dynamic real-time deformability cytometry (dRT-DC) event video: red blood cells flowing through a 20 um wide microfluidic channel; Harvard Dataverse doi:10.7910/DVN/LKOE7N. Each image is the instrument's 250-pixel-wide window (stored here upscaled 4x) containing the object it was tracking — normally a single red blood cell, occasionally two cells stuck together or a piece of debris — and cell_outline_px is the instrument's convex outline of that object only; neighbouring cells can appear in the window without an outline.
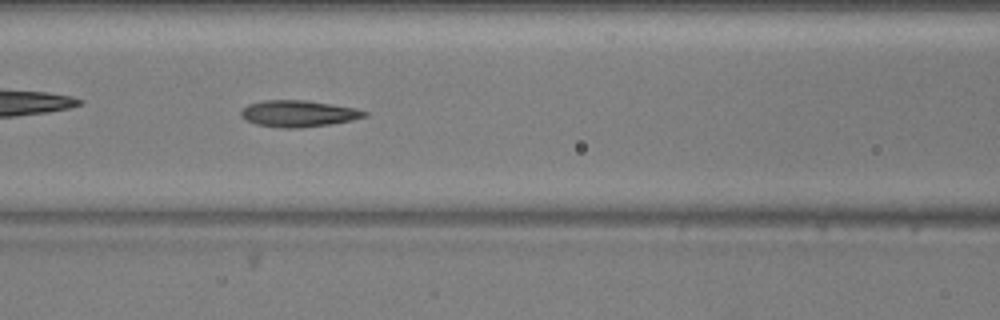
{"species": "common noctule bat (a hibernating species)", "species_latin": "Nyctalus noctula", "temperature_condition": "warm", "stored_images_in_passage": 50, "camera_frame_rate_fps": 3000, "um_per_image_px": 0.085, "animal": {"sex": "male", "body_mass_g": 20.5, "forearm_length_mm": 52.5}, "frame": {"image": 1, "passage_image": 22, "time_ms": 7.0, "image_size_px": [1000, 320], "cell_outline_px": [[368, 116], [352, 120], [328, 124], [296, 128], [280, 128], [256, 124], [240, 116], [240, 112], [248, 104], [264, 100], [304, 100], [332, 104], [356, 108], [368, 112]], "centroid_in_image_um": [25.37, 9.65], "position_along_channel_um": 141.2, "area_um2": 18.96}}
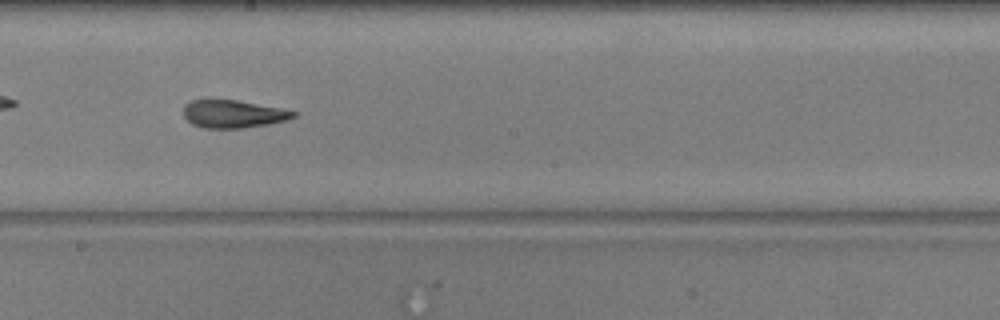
{"frame": {"image": 2, "passage_image": 29, "time_ms": 9.333, "image_size_px": [1000, 320], "cell_outline_px": [[300, 112], [296, 116], [288, 120], [268, 124], [244, 128], [204, 128], [192, 124], [184, 116], [184, 104], [192, 100], [212, 96], [284, 108]], "centroid_in_image_um": [19.82, 9.64], "position_along_channel_um": 228.4, "area_um2": 18.61}}
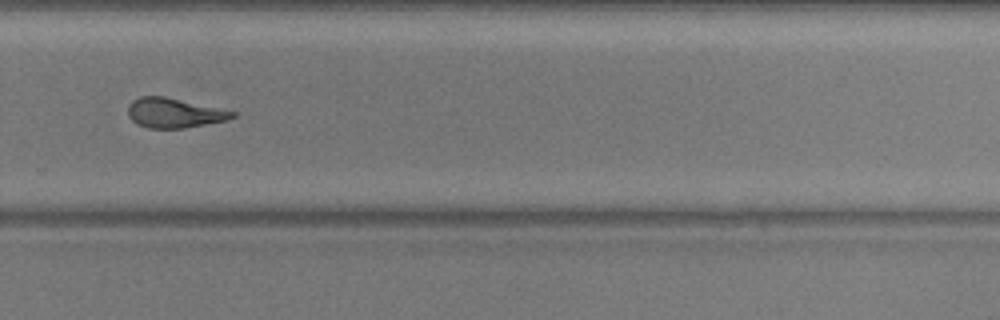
{"frame": {"image": 3, "passage_image": 36, "time_ms": 11.667, "image_size_px": [1000, 320], "cell_outline_px": [[236, 116], [228, 120], [184, 128], [148, 128], [136, 124], [128, 116], [128, 104], [132, 100], [140, 96], [164, 96], [236, 112]], "centroid_in_image_um": [14.77, 9.6], "position_along_channel_um": 315.0, "area_um2": 18.03}, "authors_computed_cell_mechanics": {"area_um2": 18.5827, "velocity_mm_per_s": 3.7276, "shape_relaxation_time_tau1_ms": 4.4883, "shape_relaxation_time_tau2_ms": 2.4818, "deformation_change_tau1": 0.1636, "deformation_change_tau2": 0.1068}}